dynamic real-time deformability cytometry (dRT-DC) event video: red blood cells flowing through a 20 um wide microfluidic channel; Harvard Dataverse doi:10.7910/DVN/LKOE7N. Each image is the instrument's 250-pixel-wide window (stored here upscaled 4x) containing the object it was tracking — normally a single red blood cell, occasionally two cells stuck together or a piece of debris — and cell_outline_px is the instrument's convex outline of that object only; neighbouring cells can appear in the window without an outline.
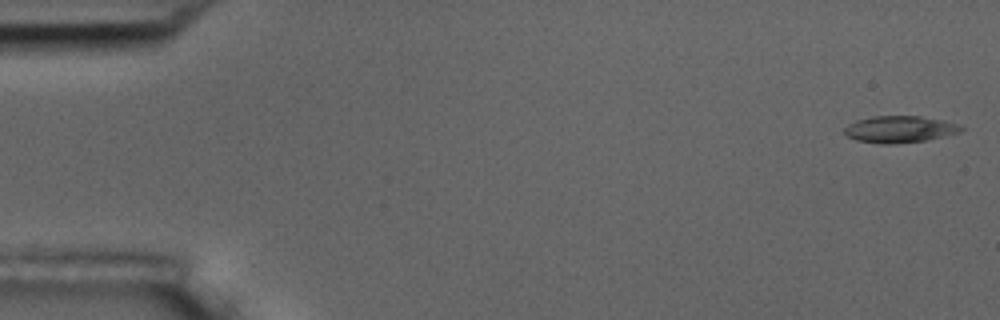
{"species": "common noctule bat (a hibernating species)", "species_latin": "Nyctalus noctula", "temperature_condition": "room temperature", "stored_images_in_passage": 56, "camera_frame_rate_fps": 3000, "um_per_image_px": 0.085, "animal": {"sex": "male", "body_mass_g": 17.5, "forearm_length_mm": 52.3}, "frame": {"image": 1, "passage_image": 1, "time_ms": 0.0, "image_size_px": [1000, 320], "cell_outline_px": [[964, 128], [960, 132], [944, 136], [924, 140], [892, 144], [880, 144], [856, 140], [848, 136], [844, 132], [844, 128], [848, 124], [856, 120], [872, 116], [920, 116], [944, 120], [960, 124]], "centroid_in_image_um": [76.47, 10.98], "position_along_channel_um": 8.5, "area_um2": 18.21}}
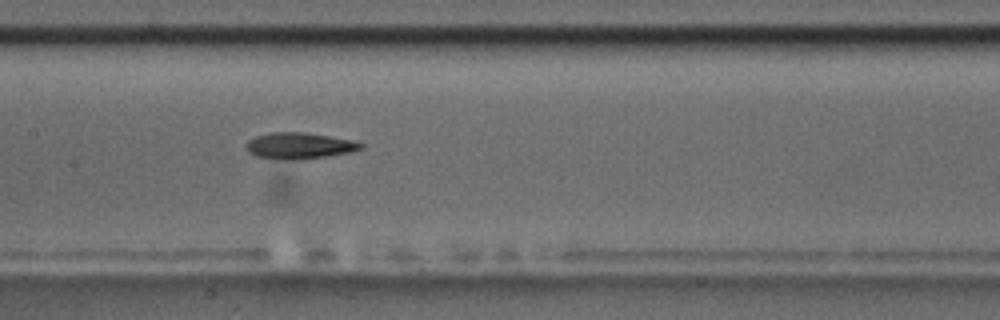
{"frame": {"image": 2, "passage_image": 27, "time_ms": 8.667, "image_size_px": [1000, 320], "cell_outline_px": [[364, 148], [352, 152], [328, 156], [300, 160], [284, 160], [256, 156], [248, 152], [244, 148], [244, 144], [248, 140], [256, 136], [272, 132], [300, 132], [328, 136], [352, 140], [364, 144]], "centroid_in_image_um": [25.42, 12.4], "position_along_channel_um": 182.0, "area_um2": 17.74}}
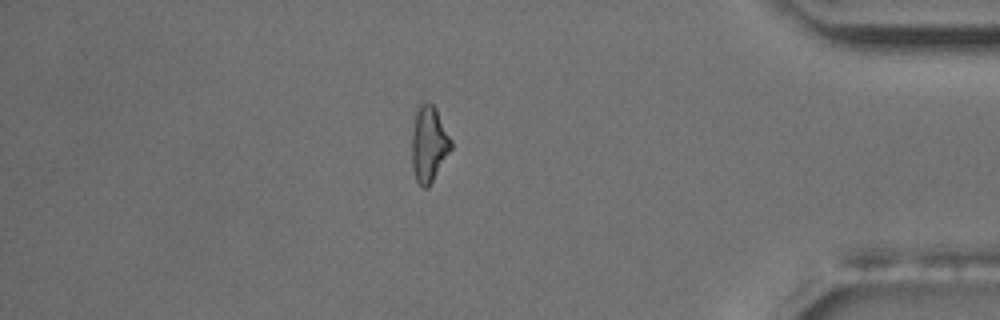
{"frame": {"image": 3, "passage_image": 48, "time_ms": 15.667, "image_size_px": [1000, 320], "cell_outline_px": [[452, 148], [428, 188], [424, 188], [416, 180], [412, 168], [412, 136], [416, 104], [432, 104], [436, 108], [452, 140]], "centroid_in_image_um": [36.45, 12.23], "position_along_channel_um": 398.8, "area_um2": 17.34}, "authors_computed_cell_mechanics": {"area_um2": 17.5712, "velocity_mm_per_s": 3.5908, "shape_relaxation_time_tau1_ms": 4.7995, "shape_relaxation_time_tau2_ms": 5.3399, "deformation_change_tau1": 0.1825, "deformation_change_tau2": 0.1625}}